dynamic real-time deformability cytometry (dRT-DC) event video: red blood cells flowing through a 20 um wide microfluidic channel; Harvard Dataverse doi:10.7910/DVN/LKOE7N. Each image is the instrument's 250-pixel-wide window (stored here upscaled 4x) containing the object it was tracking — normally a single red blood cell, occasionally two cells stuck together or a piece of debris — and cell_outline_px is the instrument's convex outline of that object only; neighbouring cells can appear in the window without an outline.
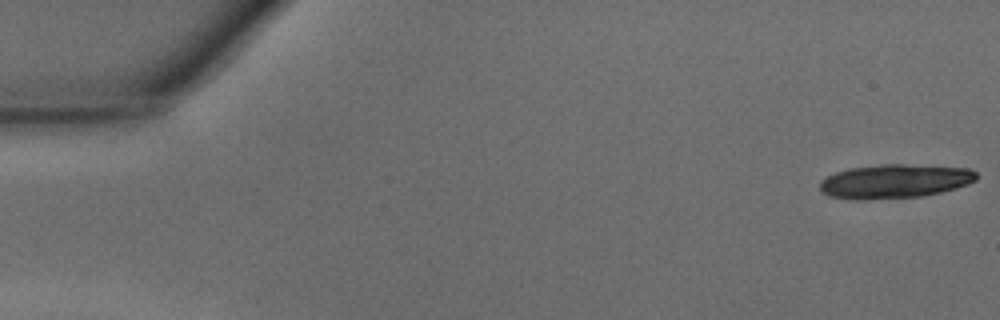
{"species": "common noctule bat (a hibernating species)", "species_latin": "Nyctalus noctula", "temperature_condition": "warm", "stored_images_in_passage": 17, "camera_frame_rate_fps": 3000, "um_per_image_px": 0.085, "animal": {"sex": "male", "body_mass_g": 15.6}, "frame": {"image": 1, "passage_image": 1, "time_ms": 0.0, "image_size_px": [1000, 320], "cell_outline_px": [[976, 180], [968, 184], [956, 188], [924, 196], [864, 200], [856, 200], [832, 196], [824, 192], [820, 188], [820, 180], [836, 172], [852, 168], [884, 164], [904, 164], [968, 168], [976, 172]], "centroid_in_image_um": [76.07, 15.41], "position_along_channel_um": 8.9, "area_um2": 30.81}}